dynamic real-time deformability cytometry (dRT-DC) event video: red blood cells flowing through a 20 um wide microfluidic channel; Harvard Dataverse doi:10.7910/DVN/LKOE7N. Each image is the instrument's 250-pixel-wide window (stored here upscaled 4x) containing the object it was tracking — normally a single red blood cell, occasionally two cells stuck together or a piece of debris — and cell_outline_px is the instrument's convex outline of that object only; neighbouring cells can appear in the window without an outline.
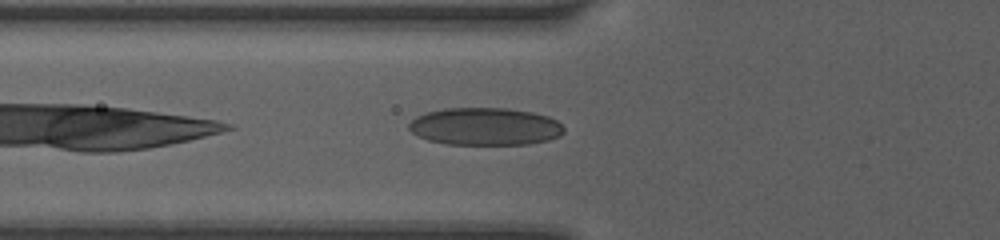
{"species": "human", "species_latin": "Homo sapiens", "temperature_condition": "room temperature", "stored_images_in_passage": 27, "camera_frame_rate_fps": 3000, "um_per_image_px": 0.085, "donor": {"sex": "female"}, "frame": {"image": 1, "passage_image": 2, "time_ms": 0.667, "image_size_px": [1000, 240], "cell_outline_px": [[564, 132], [560, 136], [548, 140], [528, 144], [444, 144], [428, 140], [416, 136], [408, 128], [408, 124], [416, 116], [428, 112], [444, 108], [508, 108], [532, 112], [548, 116], [556, 120], [564, 128]], "centroid_in_image_um": [41.22, 10.75], "position_along_channel_um": 84.6, "area_um2": 34.04}}
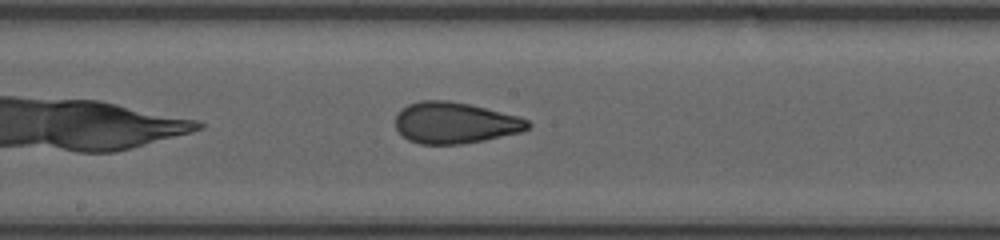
{"frame": {"image": 2, "passage_image": 9, "time_ms": 3.667, "image_size_px": [1000, 240], "cell_outline_px": [[532, 124], [528, 128], [520, 132], [484, 140], [460, 144], [420, 144], [408, 140], [396, 128], [396, 116], [408, 104], [420, 100], [448, 100], [468, 104], [520, 116], [528, 120]], "centroid_in_image_um": [38.69, 10.44], "position_along_channel_um": 209.5, "area_um2": 31.67}}
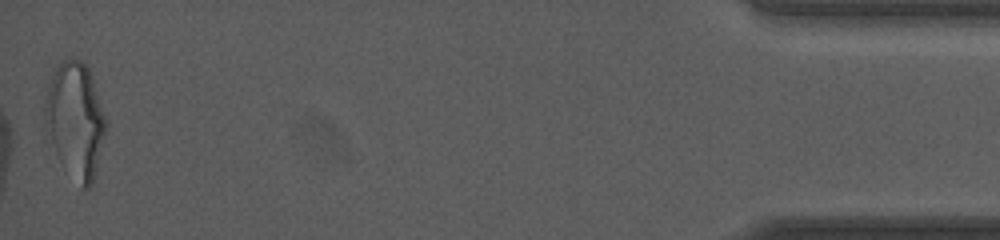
{"frame": {"image": 3, "passage_image": 27, "time_ms": 11.0, "image_size_px": [1000, 240], "cell_outline_px": [[104, 136], [92, 184], [88, 188], [84, 188], [56, 152], [44, 128], [44, 100], [56, 64], [68, 56], [72, 56], [80, 60], [88, 68], [104, 116]], "centroid_in_image_um": [6.35, 10.09], "position_along_channel_um": 428.9, "area_um2": 39.59}, "authors_computed_cell_mechanics": {"area_um2": 32.368, "velocity_mm_per_s": 4.1302, "shape_relaxation_time_tau1_ms": 5.4005, "shape_relaxation_time_tau2_ms": 1.2194, "deformation_change_tau1": 0.1681, "deformation_change_tau2": 0.0799}}